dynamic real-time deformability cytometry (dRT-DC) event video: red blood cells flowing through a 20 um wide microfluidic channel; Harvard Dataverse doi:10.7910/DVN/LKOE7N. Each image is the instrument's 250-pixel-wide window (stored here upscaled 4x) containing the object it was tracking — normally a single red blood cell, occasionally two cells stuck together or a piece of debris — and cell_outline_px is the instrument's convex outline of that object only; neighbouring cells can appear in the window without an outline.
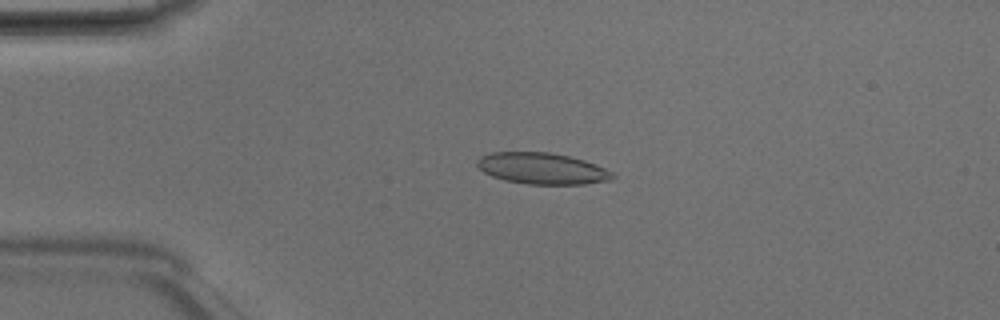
{"species": "Egyptian fruit bat (a non-hibernating species)", "species_latin": "Rousettus aegyptiacus", "temperature_condition": "room temperature", "stored_images_in_passage": 3, "camera_frame_rate_fps": 3000, "um_per_image_px": 0.085, "animal": {"sex": "male"}, "frame": {"image": 1, "passage_image": 2, "time_ms": 0.333, "image_size_px": [1000, 320], "cell_outline_px": [[616, 176], [612, 180], [584, 184], [528, 184], [504, 180], [492, 176], [484, 172], [476, 164], [476, 160], [480, 156], [492, 152], [548, 152], [568, 156], [584, 160], [596, 164], [612, 172]], "centroid_in_image_um": [46.08, 14.32], "position_along_channel_um": 38.9, "area_um2": 24.74}}